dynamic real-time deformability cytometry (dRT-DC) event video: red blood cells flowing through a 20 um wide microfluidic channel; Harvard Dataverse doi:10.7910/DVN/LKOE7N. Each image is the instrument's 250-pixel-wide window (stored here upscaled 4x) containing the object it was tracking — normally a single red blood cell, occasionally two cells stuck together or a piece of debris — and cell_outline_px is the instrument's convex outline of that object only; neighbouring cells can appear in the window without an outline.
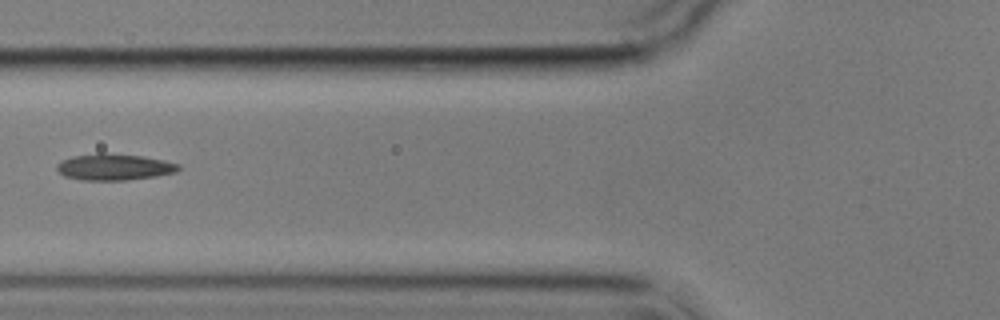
{"species": "common noctule bat (a hibernating species)", "species_latin": "Nyctalus noctula", "temperature_condition": "cold", "stored_images_in_passage": 12, "camera_frame_rate_fps": 3000, "um_per_image_px": 0.085, "animal": {"sex": "male", "body_mass_g": 17.9}, "frame": {"image": 1, "passage_image": 3, "time_ms": 3.333, "image_size_px": [1000, 320], "cell_outline_px": [[180, 168], [176, 172], [156, 176], [124, 180], [80, 180], [64, 176], [56, 168], [56, 164], [72, 156], [100, 152], [104, 152], [144, 156], [164, 160], [180, 164]], "centroid_in_image_um": [9.71, 14.18], "position_along_channel_um": 116.1, "area_um2": 18.84}}
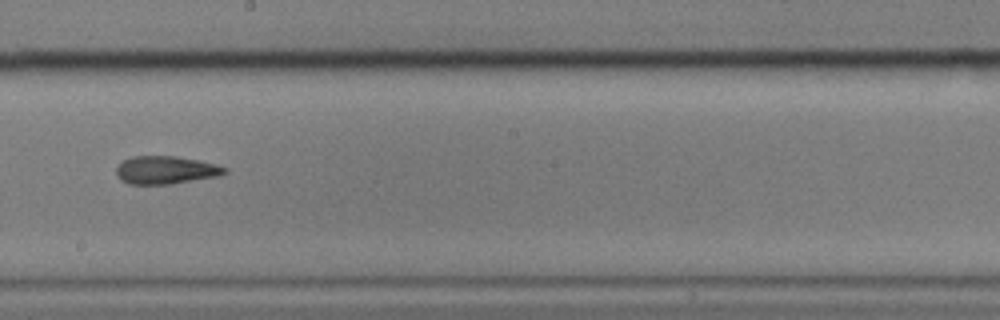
{"frame": {"image": 2, "passage_image": 6, "time_ms": 6.667, "image_size_px": [1000, 320], "cell_outline_px": [[228, 172], [220, 176], [172, 184], [128, 184], [120, 180], [116, 176], [116, 168], [124, 160], [132, 156], [176, 156], [216, 164], [228, 168]], "centroid_in_image_um": [14.1, 14.46], "position_along_channel_um": 234.1, "area_um2": 17.8}}
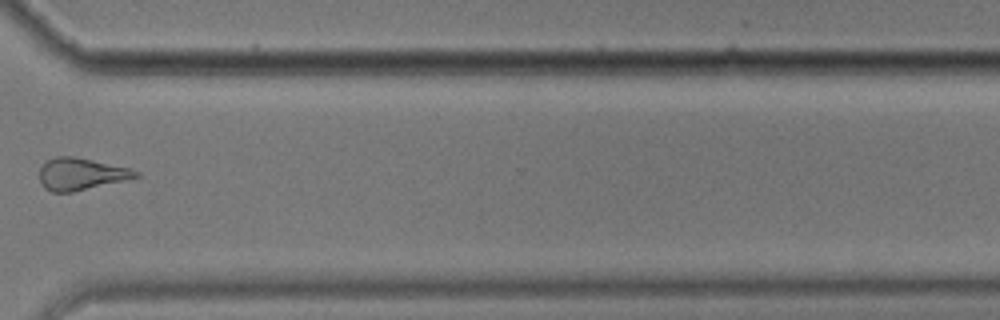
{"frame": {"image": 3, "passage_image": 9, "time_ms": 10.333, "image_size_px": [1000, 320], "cell_outline_px": [[140, 176], [124, 180], [72, 192], [52, 192], [44, 188], [40, 184], [40, 168], [48, 160], [56, 156], [76, 156], [128, 168], [140, 172]], "centroid_in_image_um": [6.85, 14.79], "position_along_channel_um": 363.7, "area_um2": 17.8}}